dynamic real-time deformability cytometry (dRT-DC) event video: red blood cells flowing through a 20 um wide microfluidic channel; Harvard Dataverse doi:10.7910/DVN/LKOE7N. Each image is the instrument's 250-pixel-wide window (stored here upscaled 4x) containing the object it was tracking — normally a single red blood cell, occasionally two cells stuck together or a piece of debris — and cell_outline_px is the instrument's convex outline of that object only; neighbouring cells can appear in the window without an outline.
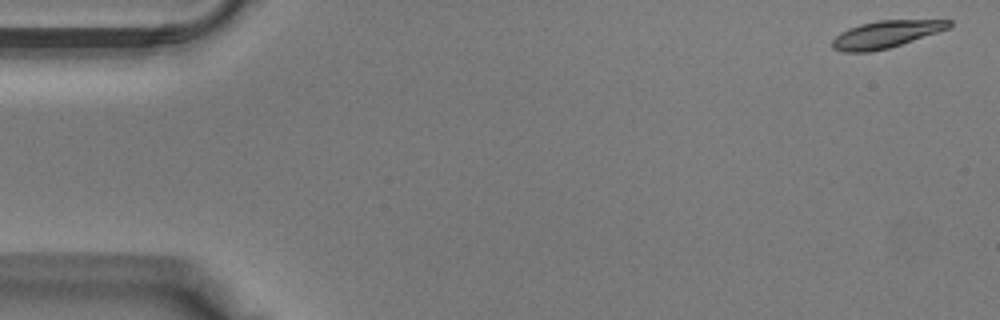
{"species": "Egyptian fruit bat (a non-hibernating species)", "species_latin": "Rousettus aegyptiacus", "temperature_condition": "warm", "stored_images_in_passage": 10, "camera_frame_rate_fps": 3000, "um_per_image_px": 0.085, "animal": {"sex": "male"}, "frame": {"image": 1, "passage_image": 1, "time_ms": 0.0, "image_size_px": [1000, 320], "cell_outline_px": [[952, 24], [948, 28], [888, 48], [868, 52], [840, 52], [832, 48], [832, 40], [840, 32], [848, 28], [860, 24], [876, 20], [952, 20]], "centroid_in_image_um": [75.22, 2.91], "position_along_channel_um": 9.8, "area_um2": 18.26}}